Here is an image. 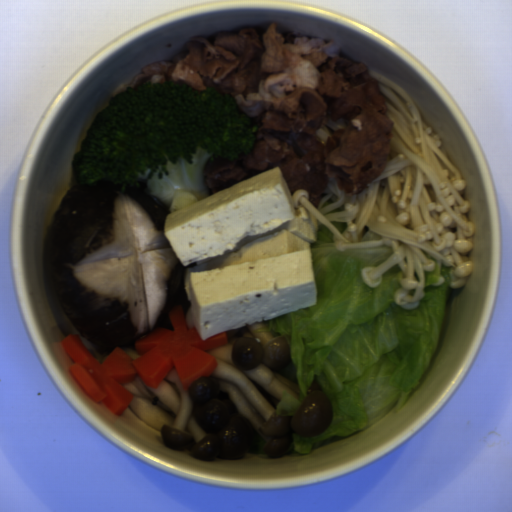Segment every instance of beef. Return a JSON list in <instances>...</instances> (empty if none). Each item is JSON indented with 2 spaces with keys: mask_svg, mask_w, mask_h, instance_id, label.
I'll list each match as a JSON object with an SVG mask.
<instances>
[{
  "mask_svg": "<svg viewBox=\"0 0 512 512\" xmlns=\"http://www.w3.org/2000/svg\"><path fill=\"white\" fill-rule=\"evenodd\" d=\"M370 71L338 41L273 23L191 37L129 87L174 82L229 95L259 129L247 154L203 169L209 193L280 168L291 198L305 189L317 209L330 178L360 194L389 162L393 122Z\"/></svg>",
  "mask_w": 512,
  "mask_h": 512,
  "instance_id": "obj_1",
  "label": "beef"
}]
</instances>
